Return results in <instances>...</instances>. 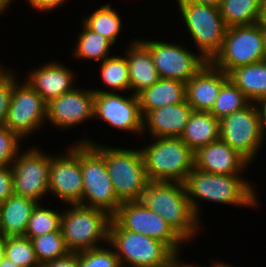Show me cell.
Segmentation results:
<instances>
[{"label":"cell","mask_w":266,"mask_h":267,"mask_svg":"<svg viewBox=\"0 0 266 267\" xmlns=\"http://www.w3.org/2000/svg\"><path fill=\"white\" fill-rule=\"evenodd\" d=\"M242 176L213 174L194 167L184 185L197 218L201 220L199 212L202 210L200 208L202 201L239 208L258 207L259 194L256 192V187L248 178Z\"/></svg>","instance_id":"obj_1"},{"label":"cell","mask_w":266,"mask_h":267,"mask_svg":"<svg viewBox=\"0 0 266 267\" xmlns=\"http://www.w3.org/2000/svg\"><path fill=\"white\" fill-rule=\"evenodd\" d=\"M140 201L188 243L201 228L202 220L200 222L191 207L184 183L150 181Z\"/></svg>","instance_id":"obj_2"},{"label":"cell","mask_w":266,"mask_h":267,"mask_svg":"<svg viewBox=\"0 0 266 267\" xmlns=\"http://www.w3.org/2000/svg\"><path fill=\"white\" fill-rule=\"evenodd\" d=\"M74 143L91 144L104 157L108 174L121 203L141 200L150 180L140 148L138 150L104 146L90 138H82Z\"/></svg>","instance_id":"obj_3"},{"label":"cell","mask_w":266,"mask_h":267,"mask_svg":"<svg viewBox=\"0 0 266 267\" xmlns=\"http://www.w3.org/2000/svg\"><path fill=\"white\" fill-rule=\"evenodd\" d=\"M152 139L140 148L149 180L184 183L195 167L194 152L180 138Z\"/></svg>","instance_id":"obj_4"},{"label":"cell","mask_w":266,"mask_h":267,"mask_svg":"<svg viewBox=\"0 0 266 267\" xmlns=\"http://www.w3.org/2000/svg\"><path fill=\"white\" fill-rule=\"evenodd\" d=\"M110 221L111 217L102 210L67 204V209L62 210L60 228L67 249L77 253L107 244Z\"/></svg>","instance_id":"obj_5"},{"label":"cell","mask_w":266,"mask_h":267,"mask_svg":"<svg viewBox=\"0 0 266 267\" xmlns=\"http://www.w3.org/2000/svg\"><path fill=\"white\" fill-rule=\"evenodd\" d=\"M108 243L124 267H168L178 257L163 242L121 229L112 220Z\"/></svg>","instance_id":"obj_6"},{"label":"cell","mask_w":266,"mask_h":267,"mask_svg":"<svg viewBox=\"0 0 266 267\" xmlns=\"http://www.w3.org/2000/svg\"><path fill=\"white\" fill-rule=\"evenodd\" d=\"M188 36L193 39L198 52L210 62L220 51L227 31L218 7L176 0Z\"/></svg>","instance_id":"obj_7"},{"label":"cell","mask_w":266,"mask_h":267,"mask_svg":"<svg viewBox=\"0 0 266 267\" xmlns=\"http://www.w3.org/2000/svg\"><path fill=\"white\" fill-rule=\"evenodd\" d=\"M266 48V21L228 27L222 47L210 61L228 74L232 69L263 61Z\"/></svg>","instance_id":"obj_8"},{"label":"cell","mask_w":266,"mask_h":267,"mask_svg":"<svg viewBox=\"0 0 266 267\" xmlns=\"http://www.w3.org/2000/svg\"><path fill=\"white\" fill-rule=\"evenodd\" d=\"M83 178L81 205L106 212L112 217L121 202L117 198L104 157L88 143H80Z\"/></svg>","instance_id":"obj_9"},{"label":"cell","mask_w":266,"mask_h":267,"mask_svg":"<svg viewBox=\"0 0 266 267\" xmlns=\"http://www.w3.org/2000/svg\"><path fill=\"white\" fill-rule=\"evenodd\" d=\"M219 139L242 155L250 164L266 140L258 103H249L219 121Z\"/></svg>","instance_id":"obj_10"},{"label":"cell","mask_w":266,"mask_h":267,"mask_svg":"<svg viewBox=\"0 0 266 267\" xmlns=\"http://www.w3.org/2000/svg\"><path fill=\"white\" fill-rule=\"evenodd\" d=\"M111 220L121 229L146 235L166 244L178 257L185 240L161 216L141 201L124 202Z\"/></svg>","instance_id":"obj_11"},{"label":"cell","mask_w":266,"mask_h":267,"mask_svg":"<svg viewBox=\"0 0 266 267\" xmlns=\"http://www.w3.org/2000/svg\"><path fill=\"white\" fill-rule=\"evenodd\" d=\"M21 150L10 165L12 168L14 194L40 203L49 194V167L51 154L37 146Z\"/></svg>","instance_id":"obj_12"},{"label":"cell","mask_w":266,"mask_h":267,"mask_svg":"<svg viewBox=\"0 0 266 267\" xmlns=\"http://www.w3.org/2000/svg\"><path fill=\"white\" fill-rule=\"evenodd\" d=\"M151 53L160 78L187 83L207 63L197 52L182 44L137 38Z\"/></svg>","instance_id":"obj_13"},{"label":"cell","mask_w":266,"mask_h":267,"mask_svg":"<svg viewBox=\"0 0 266 267\" xmlns=\"http://www.w3.org/2000/svg\"><path fill=\"white\" fill-rule=\"evenodd\" d=\"M46 107L47 103L25 80H16L5 126L27 140L46 124Z\"/></svg>","instance_id":"obj_14"},{"label":"cell","mask_w":266,"mask_h":267,"mask_svg":"<svg viewBox=\"0 0 266 267\" xmlns=\"http://www.w3.org/2000/svg\"><path fill=\"white\" fill-rule=\"evenodd\" d=\"M94 120L101 119L110 127L142 136L143 116L137 95L94 89Z\"/></svg>","instance_id":"obj_15"},{"label":"cell","mask_w":266,"mask_h":267,"mask_svg":"<svg viewBox=\"0 0 266 267\" xmlns=\"http://www.w3.org/2000/svg\"><path fill=\"white\" fill-rule=\"evenodd\" d=\"M66 148L64 154H51L49 195L62 201V205H81L83 178L80 164V143H73L72 146L68 145Z\"/></svg>","instance_id":"obj_16"},{"label":"cell","mask_w":266,"mask_h":267,"mask_svg":"<svg viewBox=\"0 0 266 267\" xmlns=\"http://www.w3.org/2000/svg\"><path fill=\"white\" fill-rule=\"evenodd\" d=\"M94 119V91L75 87L50 100L46 107V125L58 129H71ZM85 121V122H84Z\"/></svg>","instance_id":"obj_17"},{"label":"cell","mask_w":266,"mask_h":267,"mask_svg":"<svg viewBox=\"0 0 266 267\" xmlns=\"http://www.w3.org/2000/svg\"><path fill=\"white\" fill-rule=\"evenodd\" d=\"M59 62L49 61L39 68H34L35 70L31 69L28 78H25L46 103L77 87L75 85L77 75L74 70Z\"/></svg>","instance_id":"obj_18"},{"label":"cell","mask_w":266,"mask_h":267,"mask_svg":"<svg viewBox=\"0 0 266 267\" xmlns=\"http://www.w3.org/2000/svg\"><path fill=\"white\" fill-rule=\"evenodd\" d=\"M195 168L220 175H242L249 162L222 140L209 143L194 153Z\"/></svg>","instance_id":"obj_19"},{"label":"cell","mask_w":266,"mask_h":267,"mask_svg":"<svg viewBox=\"0 0 266 267\" xmlns=\"http://www.w3.org/2000/svg\"><path fill=\"white\" fill-rule=\"evenodd\" d=\"M228 74L211 62L205 65L186 83V101L194 111L210 112Z\"/></svg>","instance_id":"obj_20"},{"label":"cell","mask_w":266,"mask_h":267,"mask_svg":"<svg viewBox=\"0 0 266 267\" xmlns=\"http://www.w3.org/2000/svg\"><path fill=\"white\" fill-rule=\"evenodd\" d=\"M192 111L186 100L149 111L143 117L142 137L148 131L152 138H180Z\"/></svg>","instance_id":"obj_21"},{"label":"cell","mask_w":266,"mask_h":267,"mask_svg":"<svg viewBox=\"0 0 266 267\" xmlns=\"http://www.w3.org/2000/svg\"><path fill=\"white\" fill-rule=\"evenodd\" d=\"M126 49L124 54L129 67L130 90L137 95L156 83L160 76L150 51L138 39L133 38Z\"/></svg>","instance_id":"obj_22"},{"label":"cell","mask_w":266,"mask_h":267,"mask_svg":"<svg viewBox=\"0 0 266 267\" xmlns=\"http://www.w3.org/2000/svg\"><path fill=\"white\" fill-rule=\"evenodd\" d=\"M140 111L144 117L149 111L174 105L186 100V84L168 78H160L151 87L137 94Z\"/></svg>","instance_id":"obj_23"},{"label":"cell","mask_w":266,"mask_h":267,"mask_svg":"<svg viewBox=\"0 0 266 267\" xmlns=\"http://www.w3.org/2000/svg\"><path fill=\"white\" fill-rule=\"evenodd\" d=\"M36 204L35 200L12 194L0 204V234L4 237L24 236Z\"/></svg>","instance_id":"obj_24"},{"label":"cell","mask_w":266,"mask_h":267,"mask_svg":"<svg viewBox=\"0 0 266 267\" xmlns=\"http://www.w3.org/2000/svg\"><path fill=\"white\" fill-rule=\"evenodd\" d=\"M219 120L210 112L192 111L180 139L195 153L219 140Z\"/></svg>","instance_id":"obj_25"},{"label":"cell","mask_w":266,"mask_h":267,"mask_svg":"<svg viewBox=\"0 0 266 267\" xmlns=\"http://www.w3.org/2000/svg\"><path fill=\"white\" fill-rule=\"evenodd\" d=\"M228 77L251 103H259L266 97L265 61L236 67Z\"/></svg>","instance_id":"obj_26"},{"label":"cell","mask_w":266,"mask_h":267,"mask_svg":"<svg viewBox=\"0 0 266 267\" xmlns=\"http://www.w3.org/2000/svg\"><path fill=\"white\" fill-rule=\"evenodd\" d=\"M219 10L227 27L265 21L263 0H222Z\"/></svg>","instance_id":"obj_27"},{"label":"cell","mask_w":266,"mask_h":267,"mask_svg":"<svg viewBox=\"0 0 266 267\" xmlns=\"http://www.w3.org/2000/svg\"><path fill=\"white\" fill-rule=\"evenodd\" d=\"M88 16V17H87ZM83 18L82 22L91 30L116 44L122 30V18L119 12L107 3Z\"/></svg>","instance_id":"obj_28"},{"label":"cell","mask_w":266,"mask_h":267,"mask_svg":"<svg viewBox=\"0 0 266 267\" xmlns=\"http://www.w3.org/2000/svg\"><path fill=\"white\" fill-rule=\"evenodd\" d=\"M82 30L78 34L77 44L73 51L75 59L96 60L98 63L111 57L109 54L113 44L98 33L91 31L83 22H81Z\"/></svg>","instance_id":"obj_29"},{"label":"cell","mask_w":266,"mask_h":267,"mask_svg":"<svg viewBox=\"0 0 266 267\" xmlns=\"http://www.w3.org/2000/svg\"><path fill=\"white\" fill-rule=\"evenodd\" d=\"M100 77L110 92L130 91L129 67L126 56L111 55L100 63Z\"/></svg>","instance_id":"obj_30"},{"label":"cell","mask_w":266,"mask_h":267,"mask_svg":"<svg viewBox=\"0 0 266 267\" xmlns=\"http://www.w3.org/2000/svg\"><path fill=\"white\" fill-rule=\"evenodd\" d=\"M62 210L51 209L37 203L33 208L24 236L34 238L46 233L61 231Z\"/></svg>","instance_id":"obj_31"},{"label":"cell","mask_w":266,"mask_h":267,"mask_svg":"<svg viewBox=\"0 0 266 267\" xmlns=\"http://www.w3.org/2000/svg\"><path fill=\"white\" fill-rule=\"evenodd\" d=\"M249 103L248 98L228 79L222 85L210 113L220 121L229 114L245 108Z\"/></svg>","instance_id":"obj_32"},{"label":"cell","mask_w":266,"mask_h":267,"mask_svg":"<svg viewBox=\"0 0 266 267\" xmlns=\"http://www.w3.org/2000/svg\"><path fill=\"white\" fill-rule=\"evenodd\" d=\"M40 265L66 257L67 249L61 231L46 233L39 237L29 238Z\"/></svg>","instance_id":"obj_33"},{"label":"cell","mask_w":266,"mask_h":267,"mask_svg":"<svg viewBox=\"0 0 266 267\" xmlns=\"http://www.w3.org/2000/svg\"><path fill=\"white\" fill-rule=\"evenodd\" d=\"M5 257L19 267H41L31 240L25 236L5 237Z\"/></svg>","instance_id":"obj_34"},{"label":"cell","mask_w":266,"mask_h":267,"mask_svg":"<svg viewBox=\"0 0 266 267\" xmlns=\"http://www.w3.org/2000/svg\"><path fill=\"white\" fill-rule=\"evenodd\" d=\"M96 247L79 252V267H121L114 248L107 243L106 247ZM108 246V247H107Z\"/></svg>","instance_id":"obj_35"},{"label":"cell","mask_w":266,"mask_h":267,"mask_svg":"<svg viewBox=\"0 0 266 267\" xmlns=\"http://www.w3.org/2000/svg\"><path fill=\"white\" fill-rule=\"evenodd\" d=\"M23 139L8 127H0V167L11 165L21 150Z\"/></svg>","instance_id":"obj_36"},{"label":"cell","mask_w":266,"mask_h":267,"mask_svg":"<svg viewBox=\"0 0 266 267\" xmlns=\"http://www.w3.org/2000/svg\"><path fill=\"white\" fill-rule=\"evenodd\" d=\"M10 68L0 73V127L5 126L14 82L18 79Z\"/></svg>","instance_id":"obj_37"},{"label":"cell","mask_w":266,"mask_h":267,"mask_svg":"<svg viewBox=\"0 0 266 267\" xmlns=\"http://www.w3.org/2000/svg\"><path fill=\"white\" fill-rule=\"evenodd\" d=\"M14 194L13 175L10 165L0 167V204Z\"/></svg>","instance_id":"obj_38"},{"label":"cell","mask_w":266,"mask_h":267,"mask_svg":"<svg viewBox=\"0 0 266 267\" xmlns=\"http://www.w3.org/2000/svg\"><path fill=\"white\" fill-rule=\"evenodd\" d=\"M41 267H79V252H70L66 257L47 262Z\"/></svg>","instance_id":"obj_39"},{"label":"cell","mask_w":266,"mask_h":267,"mask_svg":"<svg viewBox=\"0 0 266 267\" xmlns=\"http://www.w3.org/2000/svg\"><path fill=\"white\" fill-rule=\"evenodd\" d=\"M64 2H66V0H28V3L33 9L41 12H49L56 8L58 9Z\"/></svg>","instance_id":"obj_40"},{"label":"cell","mask_w":266,"mask_h":267,"mask_svg":"<svg viewBox=\"0 0 266 267\" xmlns=\"http://www.w3.org/2000/svg\"><path fill=\"white\" fill-rule=\"evenodd\" d=\"M213 264L210 265L209 267H218L223 261H219V262H214L212 261ZM168 267H204L203 266H200V265H195V264H188V263H184V261L180 260V256L177 257ZM207 267V266H205Z\"/></svg>","instance_id":"obj_41"},{"label":"cell","mask_w":266,"mask_h":267,"mask_svg":"<svg viewBox=\"0 0 266 267\" xmlns=\"http://www.w3.org/2000/svg\"><path fill=\"white\" fill-rule=\"evenodd\" d=\"M260 112H261V117H262V122L264 125V130L266 134V97L263 98L259 103H258Z\"/></svg>","instance_id":"obj_42"},{"label":"cell","mask_w":266,"mask_h":267,"mask_svg":"<svg viewBox=\"0 0 266 267\" xmlns=\"http://www.w3.org/2000/svg\"><path fill=\"white\" fill-rule=\"evenodd\" d=\"M184 1L194 2L197 4H203V5H210V6H215L219 8L222 0H184Z\"/></svg>","instance_id":"obj_43"},{"label":"cell","mask_w":266,"mask_h":267,"mask_svg":"<svg viewBox=\"0 0 266 267\" xmlns=\"http://www.w3.org/2000/svg\"><path fill=\"white\" fill-rule=\"evenodd\" d=\"M12 2L15 3L14 0H0V15L3 14V12H7L10 8ZM7 10V11H6Z\"/></svg>","instance_id":"obj_44"},{"label":"cell","mask_w":266,"mask_h":267,"mask_svg":"<svg viewBox=\"0 0 266 267\" xmlns=\"http://www.w3.org/2000/svg\"><path fill=\"white\" fill-rule=\"evenodd\" d=\"M5 258V237L0 234V262Z\"/></svg>","instance_id":"obj_45"},{"label":"cell","mask_w":266,"mask_h":267,"mask_svg":"<svg viewBox=\"0 0 266 267\" xmlns=\"http://www.w3.org/2000/svg\"><path fill=\"white\" fill-rule=\"evenodd\" d=\"M0 267H19L13 261H10L6 257L0 262Z\"/></svg>","instance_id":"obj_46"},{"label":"cell","mask_w":266,"mask_h":267,"mask_svg":"<svg viewBox=\"0 0 266 267\" xmlns=\"http://www.w3.org/2000/svg\"><path fill=\"white\" fill-rule=\"evenodd\" d=\"M218 267H234V266L231 264L222 262Z\"/></svg>","instance_id":"obj_47"},{"label":"cell","mask_w":266,"mask_h":267,"mask_svg":"<svg viewBox=\"0 0 266 267\" xmlns=\"http://www.w3.org/2000/svg\"><path fill=\"white\" fill-rule=\"evenodd\" d=\"M263 13H264L265 20H266V0H263Z\"/></svg>","instance_id":"obj_48"},{"label":"cell","mask_w":266,"mask_h":267,"mask_svg":"<svg viewBox=\"0 0 266 267\" xmlns=\"http://www.w3.org/2000/svg\"><path fill=\"white\" fill-rule=\"evenodd\" d=\"M6 68L1 64V62H0V73L2 72V71H4Z\"/></svg>","instance_id":"obj_49"},{"label":"cell","mask_w":266,"mask_h":267,"mask_svg":"<svg viewBox=\"0 0 266 267\" xmlns=\"http://www.w3.org/2000/svg\"><path fill=\"white\" fill-rule=\"evenodd\" d=\"M263 61H265V62H266V48H265V54H264Z\"/></svg>","instance_id":"obj_50"}]
</instances>
